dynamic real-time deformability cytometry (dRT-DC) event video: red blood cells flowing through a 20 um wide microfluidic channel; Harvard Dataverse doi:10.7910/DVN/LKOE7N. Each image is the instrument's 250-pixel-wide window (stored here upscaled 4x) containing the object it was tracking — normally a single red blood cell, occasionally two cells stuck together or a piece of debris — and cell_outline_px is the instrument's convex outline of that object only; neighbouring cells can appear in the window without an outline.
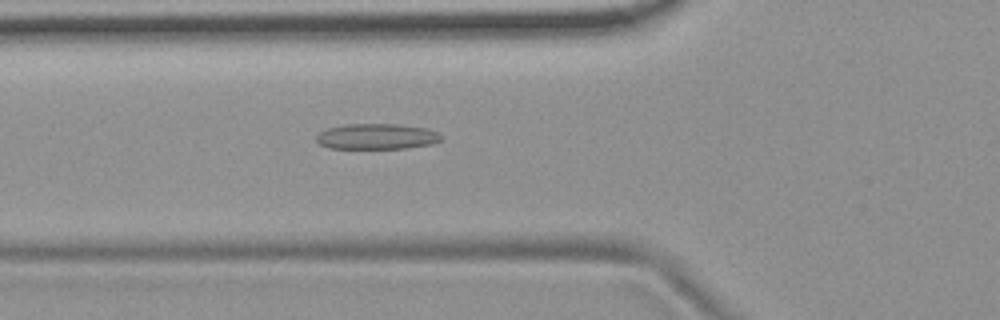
{"species": "common noctule bat (a hibernating species)", "species_latin": "Nyctalus noctula", "temperature_condition": "room temperature", "stored_images_in_passage": 55, "camera_frame_rate_fps": 3000, "um_per_image_px": 0.085, "animal": {"sex": "female", "body_mass_g": 19.9}, "frame": {"image": 1, "passage_image": 20, "time_ms": 6.333, "image_size_px": [1000, 320], "cell_outline_px": [[440, 140], [432, 144], [404, 148], [328, 148], [320, 144], [316, 140], [316, 136], [320, 132], [328, 128], [344, 124], [396, 124], [428, 128], [436, 132], [440, 136]], "centroid_in_image_um": [32.0, 11.59], "position_along_channel_um": 93.8, "area_um2": 18.5}}
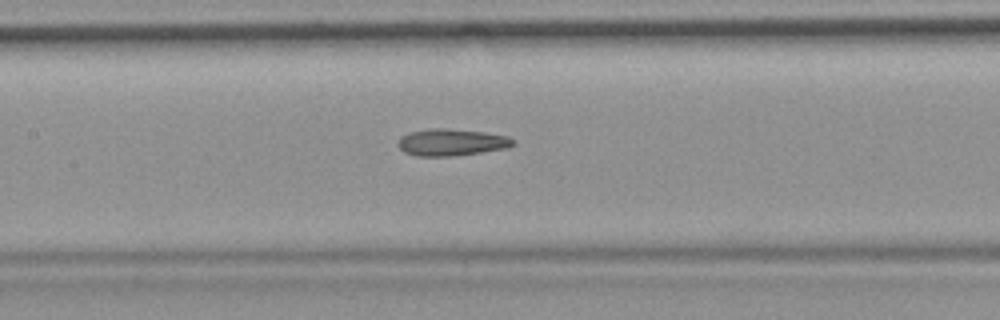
{"frame": {"image": 2, "passage_image": 26, "time_ms": 8.333, "image_size_px": [1000, 320], "cell_outline_px": [[516, 144], [508, 148], [452, 156], [416, 156], [404, 152], [396, 144], [400, 136], [408, 132], [428, 128], [444, 128], [484, 132], [508, 136], [516, 140]], "centroid_in_image_um": [38.36, 12.09], "position_along_channel_um": 169.0, "area_um2": 18.26}}
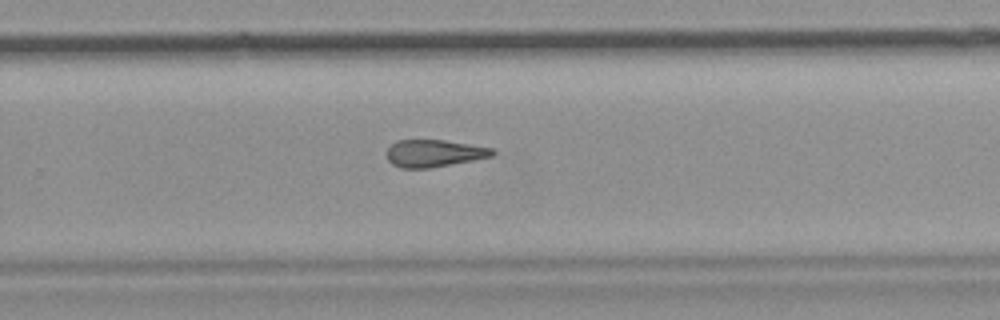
{"frame": {"image": 3, "passage_image": 36, "time_ms": 11.667, "image_size_px": [1000, 320], "cell_outline_px": [[496, 152], [492, 156], [472, 160], [428, 168], [400, 168], [392, 164], [388, 160], [388, 148], [396, 140], [444, 140], [492, 148]], "centroid_in_image_um": [36.87, 13.03], "position_along_channel_um": 292.9, "area_um2": 16.53}, "authors_computed_cell_mechanics": {"area_um2": 18.0914, "velocity_mm_per_s": 3.7365, "shape_relaxation_time_tau1_ms": null, "shape_relaxation_time_tau2_ms": 7.0908, "deformation_change_tau1": null, "deformation_change_tau2": 0.1925}}